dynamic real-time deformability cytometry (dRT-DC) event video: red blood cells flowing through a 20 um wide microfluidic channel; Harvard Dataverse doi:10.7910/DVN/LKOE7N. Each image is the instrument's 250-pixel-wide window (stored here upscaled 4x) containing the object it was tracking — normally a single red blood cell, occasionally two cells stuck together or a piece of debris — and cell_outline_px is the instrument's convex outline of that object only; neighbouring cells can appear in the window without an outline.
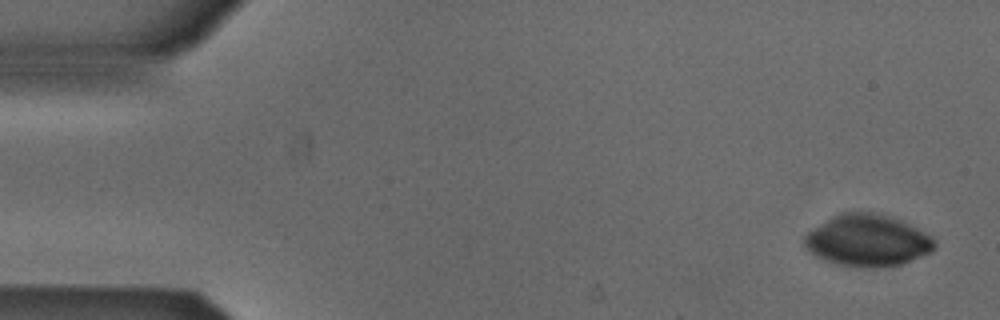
{"species": "Egyptian fruit bat (a non-hibernating species)", "species_latin": "Rousettus aegyptiacus", "temperature_condition": "cold", "stored_images_in_passage": 51, "camera_frame_rate_fps": 3000, "um_per_image_px": 0.085, "animal": {"sex": "male"}, "frame": {"image": 1, "passage_image": 1, "time_ms": 0.0, "image_size_px": [1000, 320], "cell_outline_px": [[936, 248], [932, 252], [900, 264], [876, 268], [864, 268], [836, 264], [824, 260], [808, 252], [804, 248], [800, 240], [808, 232], [820, 224], [844, 212], [872, 212], [900, 220], [932, 236], [936, 240]], "centroid_in_image_um": [73.72, 20.47], "position_along_channel_um": 11.3, "area_um2": 39.25}}
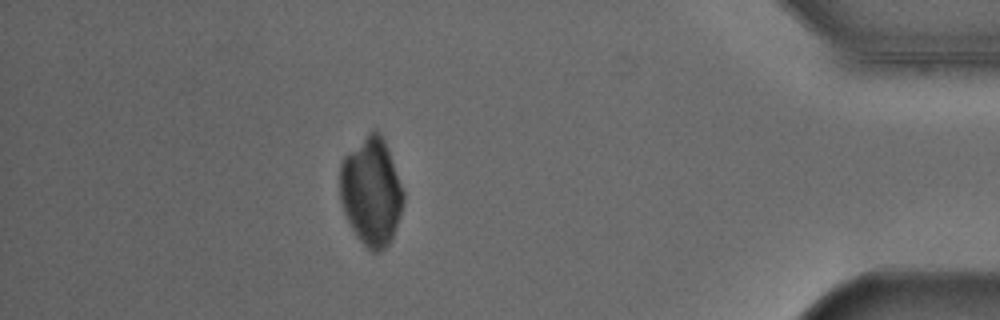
{"frame": {"image": 2, "passage_image": 45, "time_ms": 14.667, "image_size_px": [1000, 320], "cell_outline_px": [[404, 204], [392, 240], [384, 248], [376, 252], [372, 252], [356, 236], [344, 212], [340, 200], [340, 164], [344, 156], [368, 132], [376, 128], [380, 132], [384, 140], [404, 192]], "centroid_in_image_um": [31.56, 16.28], "position_along_channel_um": 403.6, "area_um2": 39.88}}